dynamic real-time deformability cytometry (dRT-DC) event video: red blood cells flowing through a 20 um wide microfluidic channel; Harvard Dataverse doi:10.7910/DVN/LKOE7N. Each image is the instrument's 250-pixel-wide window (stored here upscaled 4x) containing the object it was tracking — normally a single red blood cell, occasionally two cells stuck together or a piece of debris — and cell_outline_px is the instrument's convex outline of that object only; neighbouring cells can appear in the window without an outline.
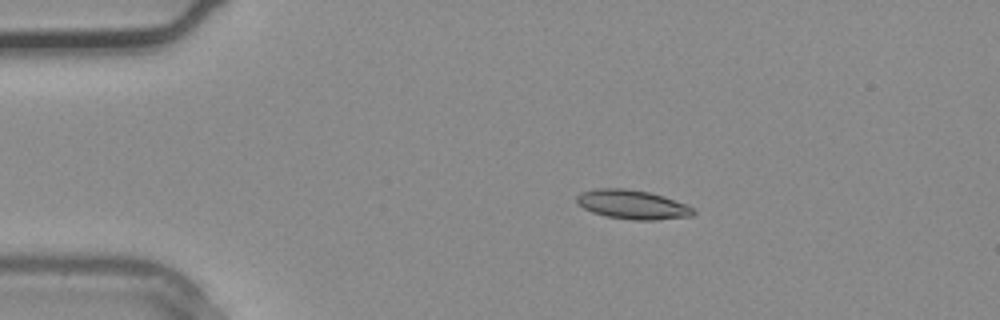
{"species": "common noctule bat (a hibernating species)", "species_latin": "Nyctalus noctula", "temperature_condition": "warm", "stored_images_in_passage": 3, "camera_frame_rate_fps": 3000, "um_per_image_px": 0.085, "animal": {"sex": "male", "body_mass_g": 20.4}, "frame": {"image": 1, "passage_image": 2, "time_ms": 0.333, "image_size_px": [1000, 320], "cell_outline_px": [[696, 212], [692, 216], [656, 220], [632, 220], [604, 216], [592, 212], [576, 204], [576, 196], [580, 192], [596, 188], [624, 188], [648, 192], [664, 196], [684, 204], [692, 208]], "centroid_in_image_um": [53.7, 17.39], "position_along_channel_um": 31.3, "area_um2": 19.88}}